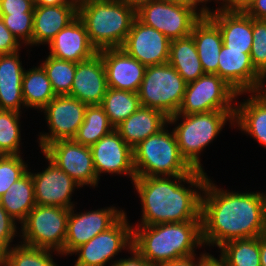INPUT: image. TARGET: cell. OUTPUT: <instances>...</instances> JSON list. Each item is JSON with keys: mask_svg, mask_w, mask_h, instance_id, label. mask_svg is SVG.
I'll return each mask as SVG.
<instances>
[{"mask_svg": "<svg viewBox=\"0 0 266 266\" xmlns=\"http://www.w3.org/2000/svg\"><path fill=\"white\" fill-rule=\"evenodd\" d=\"M204 245L217 246L266 234V192L223 190L207 178L201 195Z\"/></svg>", "mask_w": 266, "mask_h": 266, "instance_id": "6da1fadb", "label": "cell"}, {"mask_svg": "<svg viewBox=\"0 0 266 266\" xmlns=\"http://www.w3.org/2000/svg\"><path fill=\"white\" fill-rule=\"evenodd\" d=\"M207 178L200 170L181 176L136 177L131 183L142 206L136 226L201 221V195Z\"/></svg>", "mask_w": 266, "mask_h": 266, "instance_id": "7a4b0ae2", "label": "cell"}, {"mask_svg": "<svg viewBox=\"0 0 266 266\" xmlns=\"http://www.w3.org/2000/svg\"><path fill=\"white\" fill-rule=\"evenodd\" d=\"M203 245L201 221L133 226L132 247L154 266L195 255Z\"/></svg>", "mask_w": 266, "mask_h": 266, "instance_id": "3957f363", "label": "cell"}, {"mask_svg": "<svg viewBox=\"0 0 266 266\" xmlns=\"http://www.w3.org/2000/svg\"><path fill=\"white\" fill-rule=\"evenodd\" d=\"M78 17L99 51L122 47L136 12L124 0H87L78 4Z\"/></svg>", "mask_w": 266, "mask_h": 266, "instance_id": "277c9868", "label": "cell"}, {"mask_svg": "<svg viewBox=\"0 0 266 266\" xmlns=\"http://www.w3.org/2000/svg\"><path fill=\"white\" fill-rule=\"evenodd\" d=\"M235 111H210L197 114H175L168 117V124H174L178 147L181 155L195 169L205 171L201 164V152L209 146L227 121L234 126ZM182 119L179 123L178 121ZM182 122V123H181Z\"/></svg>", "mask_w": 266, "mask_h": 266, "instance_id": "5b68a950", "label": "cell"}, {"mask_svg": "<svg viewBox=\"0 0 266 266\" xmlns=\"http://www.w3.org/2000/svg\"><path fill=\"white\" fill-rule=\"evenodd\" d=\"M167 128L133 148L136 177L181 176L196 171L181 155L174 131Z\"/></svg>", "mask_w": 266, "mask_h": 266, "instance_id": "8992f818", "label": "cell"}, {"mask_svg": "<svg viewBox=\"0 0 266 266\" xmlns=\"http://www.w3.org/2000/svg\"><path fill=\"white\" fill-rule=\"evenodd\" d=\"M187 83L167 62L146 66L138 91L142 107L160 110L167 117L177 114Z\"/></svg>", "mask_w": 266, "mask_h": 266, "instance_id": "52a82bcc", "label": "cell"}, {"mask_svg": "<svg viewBox=\"0 0 266 266\" xmlns=\"http://www.w3.org/2000/svg\"><path fill=\"white\" fill-rule=\"evenodd\" d=\"M69 212L70 209L64 207L36 205L20 224L22 241L18 243L64 256Z\"/></svg>", "mask_w": 266, "mask_h": 266, "instance_id": "ba28073f", "label": "cell"}, {"mask_svg": "<svg viewBox=\"0 0 266 266\" xmlns=\"http://www.w3.org/2000/svg\"><path fill=\"white\" fill-rule=\"evenodd\" d=\"M242 94L247 93H238L217 74H204L187 83L183 102L177 114L235 111V99Z\"/></svg>", "mask_w": 266, "mask_h": 266, "instance_id": "9c48e42d", "label": "cell"}, {"mask_svg": "<svg viewBox=\"0 0 266 266\" xmlns=\"http://www.w3.org/2000/svg\"><path fill=\"white\" fill-rule=\"evenodd\" d=\"M126 213L108 230L99 233L87 243L76 248L70 256L78 255L74 266H111L117 261L112 259L121 250L130 251L133 242V225L128 223Z\"/></svg>", "mask_w": 266, "mask_h": 266, "instance_id": "30bf717a", "label": "cell"}, {"mask_svg": "<svg viewBox=\"0 0 266 266\" xmlns=\"http://www.w3.org/2000/svg\"><path fill=\"white\" fill-rule=\"evenodd\" d=\"M136 17L172 41L191 35L194 24L202 16L187 5L159 0L143 6Z\"/></svg>", "mask_w": 266, "mask_h": 266, "instance_id": "8fae6325", "label": "cell"}, {"mask_svg": "<svg viewBox=\"0 0 266 266\" xmlns=\"http://www.w3.org/2000/svg\"><path fill=\"white\" fill-rule=\"evenodd\" d=\"M88 105L69 95H56L42 110L49 133H40L39 147L43 150L57 140L73 139L84 121Z\"/></svg>", "mask_w": 266, "mask_h": 266, "instance_id": "7c38bea8", "label": "cell"}, {"mask_svg": "<svg viewBox=\"0 0 266 266\" xmlns=\"http://www.w3.org/2000/svg\"><path fill=\"white\" fill-rule=\"evenodd\" d=\"M81 187L98 186L90 146L76 143L73 139L57 140L48 144L42 152Z\"/></svg>", "mask_w": 266, "mask_h": 266, "instance_id": "4fadbf2b", "label": "cell"}, {"mask_svg": "<svg viewBox=\"0 0 266 266\" xmlns=\"http://www.w3.org/2000/svg\"><path fill=\"white\" fill-rule=\"evenodd\" d=\"M70 209L66 240L64 243V256L71 254L80 245L87 243L99 233L112 227L126 212L113 205L97 210L74 212Z\"/></svg>", "mask_w": 266, "mask_h": 266, "instance_id": "5bb4252c", "label": "cell"}, {"mask_svg": "<svg viewBox=\"0 0 266 266\" xmlns=\"http://www.w3.org/2000/svg\"><path fill=\"white\" fill-rule=\"evenodd\" d=\"M90 149L98 180L102 173L123 174L129 176L132 182L136 178L133 149L115 129L91 145Z\"/></svg>", "mask_w": 266, "mask_h": 266, "instance_id": "9a60e30c", "label": "cell"}, {"mask_svg": "<svg viewBox=\"0 0 266 266\" xmlns=\"http://www.w3.org/2000/svg\"><path fill=\"white\" fill-rule=\"evenodd\" d=\"M170 42L163 33L136 17L121 48L141 64L151 66L169 61Z\"/></svg>", "mask_w": 266, "mask_h": 266, "instance_id": "2e32d148", "label": "cell"}, {"mask_svg": "<svg viewBox=\"0 0 266 266\" xmlns=\"http://www.w3.org/2000/svg\"><path fill=\"white\" fill-rule=\"evenodd\" d=\"M48 166L38 173H31L34 183L36 205L56 206L71 209L75 207L71 201L75 188L81 186L67 173L61 170L45 154Z\"/></svg>", "mask_w": 266, "mask_h": 266, "instance_id": "e0dca14e", "label": "cell"}, {"mask_svg": "<svg viewBox=\"0 0 266 266\" xmlns=\"http://www.w3.org/2000/svg\"><path fill=\"white\" fill-rule=\"evenodd\" d=\"M251 50L221 47L218 76L238 93L261 92L265 79L255 70L250 58Z\"/></svg>", "mask_w": 266, "mask_h": 266, "instance_id": "ac0fdd59", "label": "cell"}, {"mask_svg": "<svg viewBox=\"0 0 266 266\" xmlns=\"http://www.w3.org/2000/svg\"><path fill=\"white\" fill-rule=\"evenodd\" d=\"M98 53L104 62L108 87L138 93L146 66L122 48H106Z\"/></svg>", "mask_w": 266, "mask_h": 266, "instance_id": "d6986e66", "label": "cell"}, {"mask_svg": "<svg viewBox=\"0 0 266 266\" xmlns=\"http://www.w3.org/2000/svg\"><path fill=\"white\" fill-rule=\"evenodd\" d=\"M108 89L104 62L99 53L76 63L69 96L86 105H100Z\"/></svg>", "mask_w": 266, "mask_h": 266, "instance_id": "ffe728a7", "label": "cell"}, {"mask_svg": "<svg viewBox=\"0 0 266 266\" xmlns=\"http://www.w3.org/2000/svg\"><path fill=\"white\" fill-rule=\"evenodd\" d=\"M49 55L75 63L90 59L97 49L91 44L84 23L77 16L48 44Z\"/></svg>", "mask_w": 266, "mask_h": 266, "instance_id": "44dd1931", "label": "cell"}, {"mask_svg": "<svg viewBox=\"0 0 266 266\" xmlns=\"http://www.w3.org/2000/svg\"><path fill=\"white\" fill-rule=\"evenodd\" d=\"M32 46L49 44L78 16V4L34 6Z\"/></svg>", "mask_w": 266, "mask_h": 266, "instance_id": "7402d4cb", "label": "cell"}, {"mask_svg": "<svg viewBox=\"0 0 266 266\" xmlns=\"http://www.w3.org/2000/svg\"><path fill=\"white\" fill-rule=\"evenodd\" d=\"M218 27L223 45L236 50H251L253 43L252 17L245 12L215 8L207 15Z\"/></svg>", "mask_w": 266, "mask_h": 266, "instance_id": "603a6c76", "label": "cell"}, {"mask_svg": "<svg viewBox=\"0 0 266 266\" xmlns=\"http://www.w3.org/2000/svg\"><path fill=\"white\" fill-rule=\"evenodd\" d=\"M19 52L0 55V110L20 113L21 107L25 108L22 94L25 68Z\"/></svg>", "mask_w": 266, "mask_h": 266, "instance_id": "cb8c5ba5", "label": "cell"}, {"mask_svg": "<svg viewBox=\"0 0 266 266\" xmlns=\"http://www.w3.org/2000/svg\"><path fill=\"white\" fill-rule=\"evenodd\" d=\"M168 124V117L160 110L140 107L114 129L133 149L142 140L158 133Z\"/></svg>", "mask_w": 266, "mask_h": 266, "instance_id": "d4e9b609", "label": "cell"}, {"mask_svg": "<svg viewBox=\"0 0 266 266\" xmlns=\"http://www.w3.org/2000/svg\"><path fill=\"white\" fill-rule=\"evenodd\" d=\"M250 94L236 104L234 125L266 148V96L262 92Z\"/></svg>", "mask_w": 266, "mask_h": 266, "instance_id": "484cf974", "label": "cell"}, {"mask_svg": "<svg viewBox=\"0 0 266 266\" xmlns=\"http://www.w3.org/2000/svg\"><path fill=\"white\" fill-rule=\"evenodd\" d=\"M205 74L218 75L219 53L223 45L219 27L208 17L202 16L191 33Z\"/></svg>", "mask_w": 266, "mask_h": 266, "instance_id": "4316f807", "label": "cell"}, {"mask_svg": "<svg viewBox=\"0 0 266 266\" xmlns=\"http://www.w3.org/2000/svg\"><path fill=\"white\" fill-rule=\"evenodd\" d=\"M168 63L186 83L195 81L205 74L192 35L170 42Z\"/></svg>", "mask_w": 266, "mask_h": 266, "instance_id": "83f0119b", "label": "cell"}, {"mask_svg": "<svg viewBox=\"0 0 266 266\" xmlns=\"http://www.w3.org/2000/svg\"><path fill=\"white\" fill-rule=\"evenodd\" d=\"M0 204L19 224L26 219L28 213L36 206L34 183L30 170L0 197Z\"/></svg>", "mask_w": 266, "mask_h": 266, "instance_id": "f1b7e54d", "label": "cell"}, {"mask_svg": "<svg viewBox=\"0 0 266 266\" xmlns=\"http://www.w3.org/2000/svg\"><path fill=\"white\" fill-rule=\"evenodd\" d=\"M22 94L25 107L39 111L56 96L46 71L41 65L24 71Z\"/></svg>", "mask_w": 266, "mask_h": 266, "instance_id": "f546056e", "label": "cell"}, {"mask_svg": "<svg viewBox=\"0 0 266 266\" xmlns=\"http://www.w3.org/2000/svg\"><path fill=\"white\" fill-rule=\"evenodd\" d=\"M100 105L114 128L141 107L138 93L109 87Z\"/></svg>", "mask_w": 266, "mask_h": 266, "instance_id": "4dcf8cb0", "label": "cell"}, {"mask_svg": "<svg viewBox=\"0 0 266 266\" xmlns=\"http://www.w3.org/2000/svg\"><path fill=\"white\" fill-rule=\"evenodd\" d=\"M113 129L114 127L110 124L108 116L101 105H88L84 121L73 140L76 143L91 146Z\"/></svg>", "mask_w": 266, "mask_h": 266, "instance_id": "1f68e13d", "label": "cell"}, {"mask_svg": "<svg viewBox=\"0 0 266 266\" xmlns=\"http://www.w3.org/2000/svg\"><path fill=\"white\" fill-rule=\"evenodd\" d=\"M219 248L227 266H261L259 237L231 240Z\"/></svg>", "mask_w": 266, "mask_h": 266, "instance_id": "d6a6232c", "label": "cell"}, {"mask_svg": "<svg viewBox=\"0 0 266 266\" xmlns=\"http://www.w3.org/2000/svg\"><path fill=\"white\" fill-rule=\"evenodd\" d=\"M52 253L49 249L13 244L0 261V266H57Z\"/></svg>", "mask_w": 266, "mask_h": 266, "instance_id": "836d02e7", "label": "cell"}, {"mask_svg": "<svg viewBox=\"0 0 266 266\" xmlns=\"http://www.w3.org/2000/svg\"><path fill=\"white\" fill-rule=\"evenodd\" d=\"M40 65L46 71L55 94L69 95L76 71V63L48 55Z\"/></svg>", "mask_w": 266, "mask_h": 266, "instance_id": "e575fe53", "label": "cell"}, {"mask_svg": "<svg viewBox=\"0 0 266 266\" xmlns=\"http://www.w3.org/2000/svg\"><path fill=\"white\" fill-rule=\"evenodd\" d=\"M22 113L0 110V155H21Z\"/></svg>", "mask_w": 266, "mask_h": 266, "instance_id": "d590c367", "label": "cell"}, {"mask_svg": "<svg viewBox=\"0 0 266 266\" xmlns=\"http://www.w3.org/2000/svg\"><path fill=\"white\" fill-rule=\"evenodd\" d=\"M21 155H0V197L29 170Z\"/></svg>", "mask_w": 266, "mask_h": 266, "instance_id": "8d00e7d4", "label": "cell"}, {"mask_svg": "<svg viewBox=\"0 0 266 266\" xmlns=\"http://www.w3.org/2000/svg\"><path fill=\"white\" fill-rule=\"evenodd\" d=\"M252 34L251 62L255 70L266 80V20L252 18Z\"/></svg>", "mask_w": 266, "mask_h": 266, "instance_id": "74e56055", "label": "cell"}, {"mask_svg": "<svg viewBox=\"0 0 266 266\" xmlns=\"http://www.w3.org/2000/svg\"><path fill=\"white\" fill-rule=\"evenodd\" d=\"M0 17L21 44L32 45L34 13L0 15Z\"/></svg>", "mask_w": 266, "mask_h": 266, "instance_id": "f35d334b", "label": "cell"}, {"mask_svg": "<svg viewBox=\"0 0 266 266\" xmlns=\"http://www.w3.org/2000/svg\"><path fill=\"white\" fill-rule=\"evenodd\" d=\"M17 222L7 213L0 204V261L12 247L13 239L18 232Z\"/></svg>", "mask_w": 266, "mask_h": 266, "instance_id": "ab89813d", "label": "cell"}, {"mask_svg": "<svg viewBox=\"0 0 266 266\" xmlns=\"http://www.w3.org/2000/svg\"><path fill=\"white\" fill-rule=\"evenodd\" d=\"M21 46L22 44L9 31L0 17V55L18 52Z\"/></svg>", "mask_w": 266, "mask_h": 266, "instance_id": "60d3db41", "label": "cell"}, {"mask_svg": "<svg viewBox=\"0 0 266 266\" xmlns=\"http://www.w3.org/2000/svg\"><path fill=\"white\" fill-rule=\"evenodd\" d=\"M34 3L30 0H0V15L33 13Z\"/></svg>", "mask_w": 266, "mask_h": 266, "instance_id": "b9f144b4", "label": "cell"}, {"mask_svg": "<svg viewBox=\"0 0 266 266\" xmlns=\"http://www.w3.org/2000/svg\"><path fill=\"white\" fill-rule=\"evenodd\" d=\"M130 257L120 258L112 266H154L142 257L133 247L130 249Z\"/></svg>", "mask_w": 266, "mask_h": 266, "instance_id": "7bdbcfd3", "label": "cell"}, {"mask_svg": "<svg viewBox=\"0 0 266 266\" xmlns=\"http://www.w3.org/2000/svg\"><path fill=\"white\" fill-rule=\"evenodd\" d=\"M245 13L252 18L266 20V0H255Z\"/></svg>", "mask_w": 266, "mask_h": 266, "instance_id": "ee69618b", "label": "cell"}, {"mask_svg": "<svg viewBox=\"0 0 266 266\" xmlns=\"http://www.w3.org/2000/svg\"><path fill=\"white\" fill-rule=\"evenodd\" d=\"M195 266H227L223 257L220 254L219 259L214 257V255L204 252L198 257Z\"/></svg>", "mask_w": 266, "mask_h": 266, "instance_id": "f6af8a7d", "label": "cell"}, {"mask_svg": "<svg viewBox=\"0 0 266 266\" xmlns=\"http://www.w3.org/2000/svg\"><path fill=\"white\" fill-rule=\"evenodd\" d=\"M255 0H231L225 10L232 12H245Z\"/></svg>", "mask_w": 266, "mask_h": 266, "instance_id": "bcb514c9", "label": "cell"}, {"mask_svg": "<svg viewBox=\"0 0 266 266\" xmlns=\"http://www.w3.org/2000/svg\"><path fill=\"white\" fill-rule=\"evenodd\" d=\"M196 254L189 256V257H185V258H181V259H177L159 266H195L196 264V260H198V258L196 259Z\"/></svg>", "mask_w": 266, "mask_h": 266, "instance_id": "7dc6e473", "label": "cell"}, {"mask_svg": "<svg viewBox=\"0 0 266 266\" xmlns=\"http://www.w3.org/2000/svg\"><path fill=\"white\" fill-rule=\"evenodd\" d=\"M217 3H220L219 5L221 6H218L219 9H225L230 3H231V0H215ZM220 1V2H219ZM205 2V3H204ZM208 2H211V0H201V5H202V16H207L209 14V12L212 10L210 8H208L206 6V4ZM214 2V0H213ZM205 4V5H203Z\"/></svg>", "mask_w": 266, "mask_h": 266, "instance_id": "c3c4849f", "label": "cell"}, {"mask_svg": "<svg viewBox=\"0 0 266 266\" xmlns=\"http://www.w3.org/2000/svg\"><path fill=\"white\" fill-rule=\"evenodd\" d=\"M64 4H77L72 0H36L34 6H56Z\"/></svg>", "mask_w": 266, "mask_h": 266, "instance_id": "681fc988", "label": "cell"}, {"mask_svg": "<svg viewBox=\"0 0 266 266\" xmlns=\"http://www.w3.org/2000/svg\"><path fill=\"white\" fill-rule=\"evenodd\" d=\"M166 1L187 5L195 9L202 16V8H200L201 0H166Z\"/></svg>", "mask_w": 266, "mask_h": 266, "instance_id": "f907efd6", "label": "cell"}, {"mask_svg": "<svg viewBox=\"0 0 266 266\" xmlns=\"http://www.w3.org/2000/svg\"><path fill=\"white\" fill-rule=\"evenodd\" d=\"M135 12L140 10L143 6L148 5L159 0H124Z\"/></svg>", "mask_w": 266, "mask_h": 266, "instance_id": "816d5d0a", "label": "cell"}, {"mask_svg": "<svg viewBox=\"0 0 266 266\" xmlns=\"http://www.w3.org/2000/svg\"><path fill=\"white\" fill-rule=\"evenodd\" d=\"M260 264L266 266V234L259 237Z\"/></svg>", "mask_w": 266, "mask_h": 266, "instance_id": "f5cc1de1", "label": "cell"}, {"mask_svg": "<svg viewBox=\"0 0 266 266\" xmlns=\"http://www.w3.org/2000/svg\"><path fill=\"white\" fill-rule=\"evenodd\" d=\"M264 87H266L265 84L262 86L261 92L266 96V88Z\"/></svg>", "mask_w": 266, "mask_h": 266, "instance_id": "db71d44e", "label": "cell"}, {"mask_svg": "<svg viewBox=\"0 0 266 266\" xmlns=\"http://www.w3.org/2000/svg\"><path fill=\"white\" fill-rule=\"evenodd\" d=\"M72 1L79 4V3L83 2V1H87V0H72Z\"/></svg>", "mask_w": 266, "mask_h": 266, "instance_id": "11a10c76", "label": "cell"}, {"mask_svg": "<svg viewBox=\"0 0 266 266\" xmlns=\"http://www.w3.org/2000/svg\"><path fill=\"white\" fill-rule=\"evenodd\" d=\"M30 1H31L32 3H34V4L36 3V0H30Z\"/></svg>", "mask_w": 266, "mask_h": 266, "instance_id": "9f6ffc18", "label": "cell"}]
</instances>
